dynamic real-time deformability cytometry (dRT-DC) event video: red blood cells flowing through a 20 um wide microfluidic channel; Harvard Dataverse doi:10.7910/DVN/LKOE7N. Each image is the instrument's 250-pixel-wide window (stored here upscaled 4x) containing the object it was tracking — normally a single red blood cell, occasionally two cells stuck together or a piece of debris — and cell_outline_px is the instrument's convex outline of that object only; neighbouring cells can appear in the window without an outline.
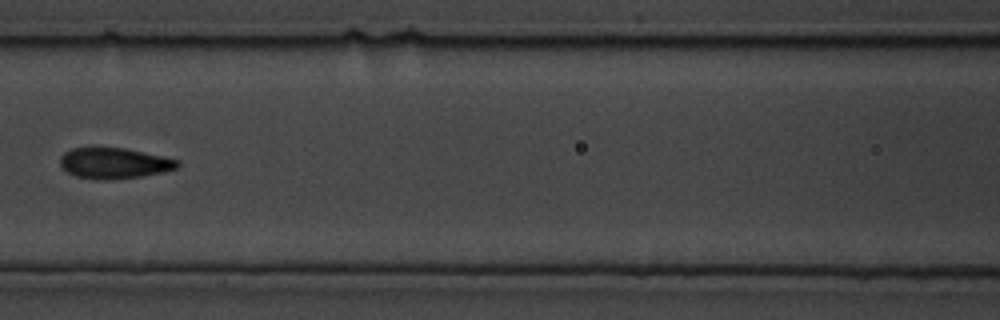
{"species": "common noctule bat (a hibernating species)", "species_latin": "Nyctalus noctula", "temperature_condition": "cold", "stored_images_in_passage": 10, "camera_frame_rate_fps": 3000, "um_per_image_px": 0.085, "animal": {"sex": "male", "body_mass_g": 19.5, "forearm_length_mm": 54.6}, "frame": {"image": 1, "passage_image": 9, "time_ms": 2.667, "image_size_px": [1000, 320], "cell_outline_px": [[180, 164], [176, 168], [160, 172], [140, 176], [108, 180], [96, 180], [76, 176], [68, 172], [60, 164], [60, 156], [64, 152], [72, 148], [124, 148], [180, 160]], "centroid_in_image_um": [9.68, 13.87], "position_along_channel_um": 156.9, "area_um2": 20.81}}